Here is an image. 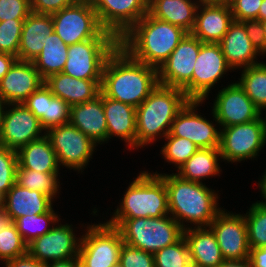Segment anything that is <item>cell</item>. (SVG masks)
Returning <instances> with one entry per match:
<instances>
[{
  "mask_svg": "<svg viewBox=\"0 0 266 267\" xmlns=\"http://www.w3.org/2000/svg\"><path fill=\"white\" fill-rule=\"evenodd\" d=\"M53 201L50 196L42 192L29 190L15 183L6 193L3 207L14 222L21 216L38 215L50 211Z\"/></svg>",
  "mask_w": 266,
  "mask_h": 267,
  "instance_id": "29",
  "label": "cell"
},
{
  "mask_svg": "<svg viewBox=\"0 0 266 267\" xmlns=\"http://www.w3.org/2000/svg\"><path fill=\"white\" fill-rule=\"evenodd\" d=\"M202 0H148V13L191 33Z\"/></svg>",
  "mask_w": 266,
  "mask_h": 267,
  "instance_id": "30",
  "label": "cell"
},
{
  "mask_svg": "<svg viewBox=\"0 0 266 267\" xmlns=\"http://www.w3.org/2000/svg\"><path fill=\"white\" fill-rule=\"evenodd\" d=\"M101 26L118 39L148 13V0H91Z\"/></svg>",
  "mask_w": 266,
  "mask_h": 267,
  "instance_id": "14",
  "label": "cell"
},
{
  "mask_svg": "<svg viewBox=\"0 0 266 267\" xmlns=\"http://www.w3.org/2000/svg\"><path fill=\"white\" fill-rule=\"evenodd\" d=\"M233 21L230 6L215 5L202 0L196 11L191 34L202 43L218 44Z\"/></svg>",
  "mask_w": 266,
  "mask_h": 267,
  "instance_id": "21",
  "label": "cell"
},
{
  "mask_svg": "<svg viewBox=\"0 0 266 267\" xmlns=\"http://www.w3.org/2000/svg\"><path fill=\"white\" fill-rule=\"evenodd\" d=\"M215 5L231 6L236 0H204Z\"/></svg>",
  "mask_w": 266,
  "mask_h": 267,
  "instance_id": "55",
  "label": "cell"
},
{
  "mask_svg": "<svg viewBox=\"0 0 266 267\" xmlns=\"http://www.w3.org/2000/svg\"><path fill=\"white\" fill-rule=\"evenodd\" d=\"M17 156L18 165L23 169L42 173H59L57 155L46 135L21 147L17 151Z\"/></svg>",
  "mask_w": 266,
  "mask_h": 267,
  "instance_id": "31",
  "label": "cell"
},
{
  "mask_svg": "<svg viewBox=\"0 0 266 267\" xmlns=\"http://www.w3.org/2000/svg\"><path fill=\"white\" fill-rule=\"evenodd\" d=\"M3 263L5 264V267H46V263L36 260L28 253L23 256L2 262V264Z\"/></svg>",
  "mask_w": 266,
  "mask_h": 267,
  "instance_id": "48",
  "label": "cell"
},
{
  "mask_svg": "<svg viewBox=\"0 0 266 267\" xmlns=\"http://www.w3.org/2000/svg\"><path fill=\"white\" fill-rule=\"evenodd\" d=\"M263 0H236L230 7L234 21L258 20V12Z\"/></svg>",
  "mask_w": 266,
  "mask_h": 267,
  "instance_id": "45",
  "label": "cell"
},
{
  "mask_svg": "<svg viewBox=\"0 0 266 267\" xmlns=\"http://www.w3.org/2000/svg\"><path fill=\"white\" fill-rule=\"evenodd\" d=\"M32 12L52 15L77 3L79 0H30Z\"/></svg>",
  "mask_w": 266,
  "mask_h": 267,
  "instance_id": "47",
  "label": "cell"
},
{
  "mask_svg": "<svg viewBox=\"0 0 266 267\" xmlns=\"http://www.w3.org/2000/svg\"><path fill=\"white\" fill-rule=\"evenodd\" d=\"M58 217V214H55L52 208L50 211L43 214L21 216L16 219L14 223L23 240L28 245L34 239L50 231L52 227L49 228L48 224L52 223L53 225L58 223L60 220Z\"/></svg>",
  "mask_w": 266,
  "mask_h": 267,
  "instance_id": "36",
  "label": "cell"
},
{
  "mask_svg": "<svg viewBox=\"0 0 266 267\" xmlns=\"http://www.w3.org/2000/svg\"><path fill=\"white\" fill-rule=\"evenodd\" d=\"M221 157L219 148H199L175 174L184 180L201 183L206 177L219 175Z\"/></svg>",
  "mask_w": 266,
  "mask_h": 267,
  "instance_id": "32",
  "label": "cell"
},
{
  "mask_svg": "<svg viewBox=\"0 0 266 267\" xmlns=\"http://www.w3.org/2000/svg\"><path fill=\"white\" fill-rule=\"evenodd\" d=\"M110 267H123L120 262H118L117 264H114L113 266H110Z\"/></svg>",
  "mask_w": 266,
  "mask_h": 267,
  "instance_id": "59",
  "label": "cell"
},
{
  "mask_svg": "<svg viewBox=\"0 0 266 267\" xmlns=\"http://www.w3.org/2000/svg\"><path fill=\"white\" fill-rule=\"evenodd\" d=\"M123 243L120 231L105 221L87 226V232L81 236L78 253L81 267L117 264Z\"/></svg>",
  "mask_w": 266,
  "mask_h": 267,
  "instance_id": "9",
  "label": "cell"
},
{
  "mask_svg": "<svg viewBox=\"0 0 266 267\" xmlns=\"http://www.w3.org/2000/svg\"><path fill=\"white\" fill-rule=\"evenodd\" d=\"M17 167V151L0 146V196L3 199L16 183Z\"/></svg>",
  "mask_w": 266,
  "mask_h": 267,
  "instance_id": "41",
  "label": "cell"
},
{
  "mask_svg": "<svg viewBox=\"0 0 266 267\" xmlns=\"http://www.w3.org/2000/svg\"><path fill=\"white\" fill-rule=\"evenodd\" d=\"M17 60L18 58L14 55L0 53V82Z\"/></svg>",
  "mask_w": 266,
  "mask_h": 267,
  "instance_id": "50",
  "label": "cell"
},
{
  "mask_svg": "<svg viewBox=\"0 0 266 267\" xmlns=\"http://www.w3.org/2000/svg\"><path fill=\"white\" fill-rule=\"evenodd\" d=\"M193 69L192 79L182 90L189 100L204 101L211 88L232 68L219 44L203 43Z\"/></svg>",
  "mask_w": 266,
  "mask_h": 267,
  "instance_id": "11",
  "label": "cell"
},
{
  "mask_svg": "<svg viewBox=\"0 0 266 267\" xmlns=\"http://www.w3.org/2000/svg\"><path fill=\"white\" fill-rule=\"evenodd\" d=\"M46 267H81L79 257L46 263Z\"/></svg>",
  "mask_w": 266,
  "mask_h": 267,
  "instance_id": "51",
  "label": "cell"
},
{
  "mask_svg": "<svg viewBox=\"0 0 266 267\" xmlns=\"http://www.w3.org/2000/svg\"><path fill=\"white\" fill-rule=\"evenodd\" d=\"M167 142L162 147L160 154L165 158V161L174 163L177 168L183 165L199 147L186 138L175 137L168 133L164 137Z\"/></svg>",
  "mask_w": 266,
  "mask_h": 267,
  "instance_id": "39",
  "label": "cell"
},
{
  "mask_svg": "<svg viewBox=\"0 0 266 267\" xmlns=\"http://www.w3.org/2000/svg\"><path fill=\"white\" fill-rule=\"evenodd\" d=\"M119 262L123 267H155L153 253L126 243L122 245Z\"/></svg>",
  "mask_w": 266,
  "mask_h": 267,
  "instance_id": "43",
  "label": "cell"
},
{
  "mask_svg": "<svg viewBox=\"0 0 266 267\" xmlns=\"http://www.w3.org/2000/svg\"><path fill=\"white\" fill-rule=\"evenodd\" d=\"M31 12L30 0H0V22L26 19Z\"/></svg>",
  "mask_w": 266,
  "mask_h": 267,
  "instance_id": "44",
  "label": "cell"
},
{
  "mask_svg": "<svg viewBox=\"0 0 266 267\" xmlns=\"http://www.w3.org/2000/svg\"><path fill=\"white\" fill-rule=\"evenodd\" d=\"M214 233L224 260L249 259L250 246L245 216L223 209L208 226Z\"/></svg>",
  "mask_w": 266,
  "mask_h": 267,
  "instance_id": "13",
  "label": "cell"
},
{
  "mask_svg": "<svg viewBox=\"0 0 266 267\" xmlns=\"http://www.w3.org/2000/svg\"><path fill=\"white\" fill-rule=\"evenodd\" d=\"M6 103L0 100V135H1V131H2V125H3V117H4V113L5 110L4 108H6Z\"/></svg>",
  "mask_w": 266,
  "mask_h": 267,
  "instance_id": "57",
  "label": "cell"
},
{
  "mask_svg": "<svg viewBox=\"0 0 266 267\" xmlns=\"http://www.w3.org/2000/svg\"><path fill=\"white\" fill-rule=\"evenodd\" d=\"M116 228L124 243L153 254L183 236L182 227L171 215L124 219Z\"/></svg>",
  "mask_w": 266,
  "mask_h": 267,
  "instance_id": "6",
  "label": "cell"
},
{
  "mask_svg": "<svg viewBox=\"0 0 266 267\" xmlns=\"http://www.w3.org/2000/svg\"><path fill=\"white\" fill-rule=\"evenodd\" d=\"M239 80L237 83L263 113L266 109V63L260 62L257 65L243 68Z\"/></svg>",
  "mask_w": 266,
  "mask_h": 267,
  "instance_id": "34",
  "label": "cell"
},
{
  "mask_svg": "<svg viewBox=\"0 0 266 267\" xmlns=\"http://www.w3.org/2000/svg\"><path fill=\"white\" fill-rule=\"evenodd\" d=\"M186 34L147 13L119 39V45L134 59L159 69Z\"/></svg>",
  "mask_w": 266,
  "mask_h": 267,
  "instance_id": "2",
  "label": "cell"
},
{
  "mask_svg": "<svg viewBox=\"0 0 266 267\" xmlns=\"http://www.w3.org/2000/svg\"><path fill=\"white\" fill-rule=\"evenodd\" d=\"M119 207V208H118ZM108 224L117 227L124 219L158 218L169 214L168 192L159 173L140 172L128 186Z\"/></svg>",
  "mask_w": 266,
  "mask_h": 267,
  "instance_id": "5",
  "label": "cell"
},
{
  "mask_svg": "<svg viewBox=\"0 0 266 267\" xmlns=\"http://www.w3.org/2000/svg\"><path fill=\"white\" fill-rule=\"evenodd\" d=\"M258 20H266V0H263L262 4L260 5V10L258 12Z\"/></svg>",
  "mask_w": 266,
  "mask_h": 267,
  "instance_id": "56",
  "label": "cell"
},
{
  "mask_svg": "<svg viewBox=\"0 0 266 267\" xmlns=\"http://www.w3.org/2000/svg\"><path fill=\"white\" fill-rule=\"evenodd\" d=\"M262 26L264 28V37H265V54H266V20L262 21Z\"/></svg>",
  "mask_w": 266,
  "mask_h": 267,
  "instance_id": "58",
  "label": "cell"
},
{
  "mask_svg": "<svg viewBox=\"0 0 266 267\" xmlns=\"http://www.w3.org/2000/svg\"><path fill=\"white\" fill-rule=\"evenodd\" d=\"M40 54L32 61L40 76L45 80L50 75L61 73L67 60L68 47L53 31L47 36Z\"/></svg>",
  "mask_w": 266,
  "mask_h": 267,
  "instance_id": "33",
  "label": "cell"
},
{
  "mask_svg": "<svg viewBox=\"0 0 266 267\" xmlns=\"http://www.w3.org/2000/svg\"><path fill=\"white\" fill-rule=\"evenodd\" d=\"M45 80L33 62L17 60L0 82V100L6 104L23 103Z\"/></svg>",
  "mask_w": 266,
  "mask_h": 267,
  "instance_id": "20",
  "label": "cell"
},
{
  "mask_svg": "<svg viewBox=\"0 0 266 267\" xmlns=\"http://www.w3.org/2000/svg\"><path fill=\"white\" fill-rule=\"evenodd\" d=\"M102 80L77 79L63 72L50 75L45 84L52 94L60 97L70 106L91 101L99 96Z\"/></svg>",
  "mask_w": 266,
  "mask_h": 267,
  "instance_id": "26",
  "label": "cell"
},
{
  "mask_svg": "<svg viewBox=\"0 0 266 267\" xmlns=\"http://www.w3.org/2000/svg\"><path fill=\"white\" fill-rule=\"evenodd\" d=\"M3 198L0 196V207L3 206Z\"/></svg>",
  "mask_w": 266,
  "mask_h": 267,
  "instance_id": "60",
  "label": "cell"
},
{
  "mask_svg": "<svg viewBox=\"0 0 266 267\" xmlns=\"http://www.w3.org/2000/svg\"><path fill=\"white\" fill-rule=\"evenodd\" d=\"M203 102L189 100L177 113L169 133L186 138L199 148H219L220 130L196 112V108Z\"/></svg>",
  "mask_w": 266,
  "mask_h": 267,
  "instance_id": "19",
  "label": "cell"
},
{
  "mask_svg": "<svg viewBox=\"0 0 266 267\" xmlns=\"http://www.w3.org/2000/svg\"><path fill=\"white\" fill-rule=\"evenodd\" d=\"M188 101L182 89L158 84L136 108V148L165 137L177 113Z\"/></svg>",
  "mask_w": 266,
  "mask_h": 267,
  "instance_id": "4",
  "label": "cell"
},
{
  "mask_svg": "<svg viewBox=\"0 0 266 267\" xmlns=\"http://www.w3.org/2000/svg\"><path fill=\"white\" fill-rule=\"evenodd\" d=\"M193 266L218 267L223 261L216 237L209 227H189L183 230Z\"/></svg>",
  "mask_w": 266,
  "mask_h": 267,
  "instance_id": "28",
  "label": "cell"
},
{
  "mask_svg": "<svg viewBox=\"0 0 266 267\" xmlns=\"http://www.w3.org/2000/svg\"><path fill=\"white\" fill-rule=\"evenodd\" d=\"M158 84V69L118 45L105 62L100 88L104 96L137 108Z\"/></svg>",
  "mask_w": 266,
  "mask_h": 267,
  "instance_id": "1",
  "label": "cell"
},
{
  "mask_svg": "<svg viewBox=\"0 0 266 267\" xmlns=\"http://www.w3.org/2000/svg\"><path fill=\"white\" fill-rule=\"evenodd\" d=\"M7 106L10 109L6 110ZM43 131L44 134H42ZM44 135L45 130L41 127L39 119L23 103L6 105L0 146L18 151Z\"/></svg>",
  "mask_w": 266,
  "mask_h": 267,
  "instance_id": "16",
  "label": "cell"
},
{
  "mask_svg": "<svg viewBox=\"0 0 266 267\" xmlns=\"http://www.w3.org/2000/svg\"><path fill=\"white\" fill-rule=\"evenodd\" d=\"M23 104L39 119L45 132L70 121L71 106L52 94L44 83Z\"/></svg>",
  "mask_w": 266,
  "mask_h": 267,
  "instance_id": "22",
  "label": "cell"
},
{
  "mask_svg": "<svg viewBox=\"0 0 266 267\" xmlns=\"http://www.w3.org/2000/svg\"><path fill=\"white\" fill-rule=\"evenodd\" d=\"M118 45V38H94L69 45L62 72L77 79L102 80L105 62Z\"/></svg>",
  "mask_w": 266,
  "mask_h": 267,
  "instance_id": "8",
  "label": "cell"
},
{
  "mask_svg": "<svg viewBox=\"0 0 266 267\" xmlns=\"http://www.w3.org/2000/svg\"><path fill=\"white\" fill-rule=\"evenodd\" d=\"M25 19H12L0 22V53L14 55L18 58L22 25Z\"/></svg>",
  "mask_w": 266,
  "mask_h": 267,
  "instance_id": "42",
  "label": "cell"
},
{
  "mask_svg": "<svg viewBox=\"0 0 266 267\" xmlns=\"http://www.w3.org/2000/svg\"><path fill=\"white\" fill-rule=\"evenodd\" d=\"M218 267H252L249 259L224 260Z\"/></svg>",
  "mask_w": 266,
  "mask_h": 267,
  "instance_id": "52",
  "label": "cell"
},
{
  "mask_svg": "<svg viewBox=\"0 0 266 267\" xmlns=\"http://www.w3.org/2000/svg\"><path fill=\"white\" fill-rule=\"evenodd\" d=\"M54 225L27 245V253L44 263L78 257L81 238L75 236L72 225Z\"/></svg>",
  "mask_w": 266,
  "mask_h": 267,
  "instance_id": "17",
  "label": "cell"
},
{
  "mask_svg": "<svg viewBox=\"0 0 266 267\" xmlns=\"http://www.w3.org/2000/svg\"><path fill=\"white\" fill-rule=\"evenodd\" d=\"M59 173H42L30 169H23L19 165L16 172V183L29 190L42 192L52 199L55 198L59 190Z\"/></svg>",
  "mask_w": 266,
  "mask_h": 267,
  "instance_id": "35",
  "label": "cell"
},
{
  "mask_svg": "<svg viewBox=\"0 0 266 267\" xmlns=\"http://www.w3.org/2000/svg\"><path fill=\"white\" fill-rule=\"evenodd\" d=\"M103 107L107 124V141L117 136L136 148V108L103 95Z\"/></svg>",
  "mask_w": 266,
  "mask_h": 267,
  "instance_id": "25",
  "label": "cell"
},
{
  "mask_svg": "<svg viewBox=\"0 0 266 267\" xmlns=\"http://www.w3.org/2000/svg\"><path fill=\"white\" fill-rule=\"evenodd\" d=\"M27 254V244L14 222L0 232V261L5 262Z\"/></svg>",
  "mask_w": 266,
  "mask_h": 267,
  "instance_id": "40",
  "label": "cell"
},
{
  "mask_svg": "<svg viewBox=\"0 0 266 267\" xmlns=\"http://www.w3.org/2000/svg\"><path fill=\"white\" fill-rule=\"evenodd\" d=\"M12 218L10 214L4 209L3 206L0 207V232L4 230L7 226L12 223Z\"/></svg>",
  "mask_w": 266,
  "mask_h": 267,
  "instance_id": "53",
  "label": "cell"
},
{
  "mask_svg": "<svg viewBox=\"0 0 266 267\" xmlns=\"http://www.w3.org/2000/svg\"><path fill=\"white\" fill-rule=\"evenodd\" d=\"M52 20L54 31L67 45L94 38H117L101 26L91 0H79L63 8L52 14Z\"/></svg>",
  "mask_w": 266,
  "mask_h": 267,
  "instance_id": "7",
  "label": "cell"
},
{
  "mask_svg": "<svg viewBox=\"0 0 266 267\" xmlns=\"http://www.w3.org/2000/svg\"><path fill=\"white\" fill-rule=\"evenodd\" d=\"M153 255L155 267H190L192 265L189 247L184 236Z\"/></svg>",
  "mask_w": 266,
  "mask_h": 267,
  "instance_id": "38",
  "label": "cell"
},
{
  "mask_svg": "<svg viewBox=\"0 0 266 267\" xmlns=\"http://www.w3.org/2000/svg\"><path fill=\"white\" fill-rule=\"evenodd\" d=\"M53 31L52 15L31 12L22 25L18 60L32 62L42 51L47 36Z\"/></svg>",
  "mask_w": 266,
  "mask_h": 267,
  "instance_id": "27",
  "label": "cell"
},
{
  "mask_svg": "<svg viewBox=\"0 0 266 267\" xmlns=\"http://www.w3.org/2000/svg\"><path fill=\"white\" fill-rule=\"evenodd\" d=\"M159 175L164 179L167 188L169 214L183 230L188 228L185 227L187 222L193 223L196 228L208 227L222 211L218 207L217 193L204 183L187 181L174 173Z\"/></svg>",
  "mask_w": 266,
  "mask_h": 267,
  "instance_id": "3",
  "label": "cell"
},
{
  "mask_svg": "<svg viewBox=\"0 0 266 267\" xmlns=\"http://www.w3.org/2000/svg\"><path fill=\"white\" fill-rule=\"evenodd\" d=\"M262 116L249 123L220 128L219 151L223 161L256 158L266 143V122Z\"/></svg>",
  "mask_w": 266,
  "mask_h": 267,
  "instance_id": "10",
  "label": "cell"
},
{
  "mask_svg": "<svg viewBox=\"0 0 266 267\" xmlns=\"http://www.w3.org/2000/svg\"><path fill=\"white\" fill-rule=\"evenodd\" d=\"M95 144L106 143L107 124L103 107V94L95 99L71 106L70 121Z\"/></svg>",
  "mask_w": 266,
  "mask_h": 267,
  "instance_id": "23",
  "label": "cell"
},
{
  "mask_svg": "<svg viewBox=\"0 0 266 267\" xmlns=\"http://www.w3.org/2000/svg\"><path fill=\"white\" fill-rule=\"evenodd\" d=\"M244 214L250 248L266 245V205L255 202Z\"/></svg>",
  "mask_w": 266,
  "mask_h": 267,
  "instance_id": "37",
  "label": "cell"
},
{
  "mask_svg": "<svg viewBox=\"0 0 266 267\" xmlns=\"http://www.w3.org/2000/svg\"><path fill=\"white\" fill-rule=\"evenodd\" d=\"M218 44L232 70L259 64L256 56L260 53L251 43L241 22L233 21Z\"/></svg>",
  "mask_w": 266,
  "mask_h": 267,
  "instance_id": "24",
  "label": "cell"
},
{
  "mask_svg": "<svg viewBox=\"0 0 266 267\" xmlns=\"http://www.w3.org/2000/svg\"><path fill=\"white\" fill-rule=\"evenodd\" d=\"M211 108L221 128L249 123L262 115L237 82L219 90Z\"/></svg>",
  "mask_w": 266,
  "mask_h": 267,
  "instance_id": "15",
  "label": "cell"
},
{
  "mask_svg": "<svg viewBox=\"0 0 266 267\" xmlns=\"http://www.w3.org/2000/svg\"><path fill=\"white\" fill-rule=\"evenodd\" d=\"M258 187L261 191V193L263 194L262 197L265 199V201L263 202V200L257 201L260 204L266 205V170H265V174L262 175V179L258 182Z\"/></svg>",
  "mask_w": 266,
  "mask_h": 267,
  "instance_id": "54",
  "label": "cell"
},
{
  "mask_svg": "<svg viewBox=\"0 0 266 267\" xmlns=\"http://www.w3.org/2000/svg\"><path fill=\"white\" fill-rule=\"evenodd\" d=\"M202 44L197 37L187 33L158 69L159 84L182 89L192 79Z\"/></svg>",
  "mask_w": 266,
  "mask_h": 267,
  "instance_id": "18",
  "label": "cell"
},
{
  "mask_svg": "<svg viewBox=\"0 0 266 267\" xmlns=\"http://www.w3.org/2000/svg\"><path fill=\"white\" fill-rule=\"evenodd\" d=\"M45 135L50 140L59 165L78 172L85 169L98 145L70 122L48 129Z\"/></svg>",
  "mask_w": 266,
  "mask_h": 267,
  "instance_id": "12",
  "label": "cell"
},
{
  "mask_svg": "<svg viewBox=\"0 0 266 267\" xmlns=\"http://www.w3.org/2000/svg\"><path fill=\"white\" fill-rule=\"evenodd\" d=\"M249 260L252 267H266V245L250 248Z\"/></svg>",
  "mask_w": 266,
  "mask_h": 267,
  "instance_id": "49",
  "label": "cell"
},
{
  "mask_svg": "<svg viewBox=\"0 0 266 267\" xmlns=\"http://www.w3.org/2000/svg\"><path fill=\"white\" fill-rule=\"evenodd\" d=\"M243 24L247 36L250 39L253 46L256 50L262 55H265V37H264V28L262 26V21L253 19V20H243Z\"/></svg>",
  "mask_w": 266,
  "mask_h": 267,
  "instance_id": "46",
  "label": "cell"
}]
</instances>
